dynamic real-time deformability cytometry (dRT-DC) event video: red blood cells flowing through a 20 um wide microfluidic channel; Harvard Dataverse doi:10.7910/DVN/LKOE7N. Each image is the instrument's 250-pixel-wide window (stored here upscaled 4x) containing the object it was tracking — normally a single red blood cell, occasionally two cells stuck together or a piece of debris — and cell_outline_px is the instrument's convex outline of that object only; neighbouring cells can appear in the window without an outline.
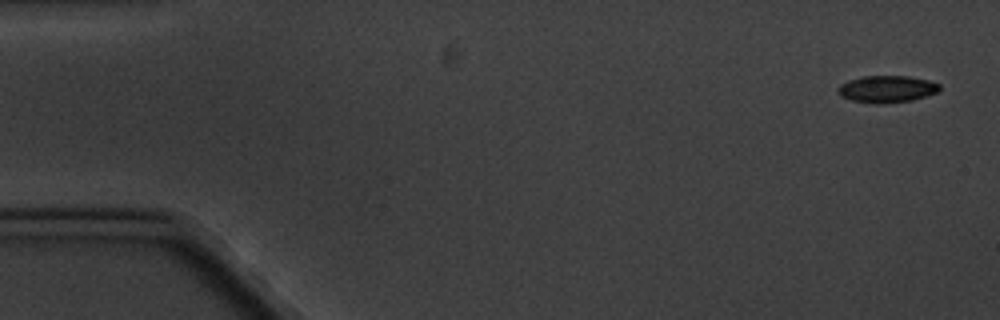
{"species": "common noctule bat (a hibernating species)", "species_latin": "Nyctalus noctula", "temperature_condition": "cold", "stored_images_in_passage": 6, "camera_frame_rate_fps": 3000, "um_per_image_px": 0.085, "animal": {"sex": "male", "body_mass_g": 20.1, "forearm_length_mm": 53.5}, "frame": {"image": 1, "passage_image": 1, "time_ms": 0.0, "image_size_px": [1000, 320], "cell_outline_px": [[940, 88], [936, 92], [912, 100], [876, 104], [852, 100], [840, 96], [836, 92], [836, 88], [840, 84], [848, 80], [864, 76], [908, 76], [928, 80], [940, 84]], "centroid_in_image_um": [75.33, 7.56], "position_along_channel_um": 9.7, "area_um2": 15.9}}
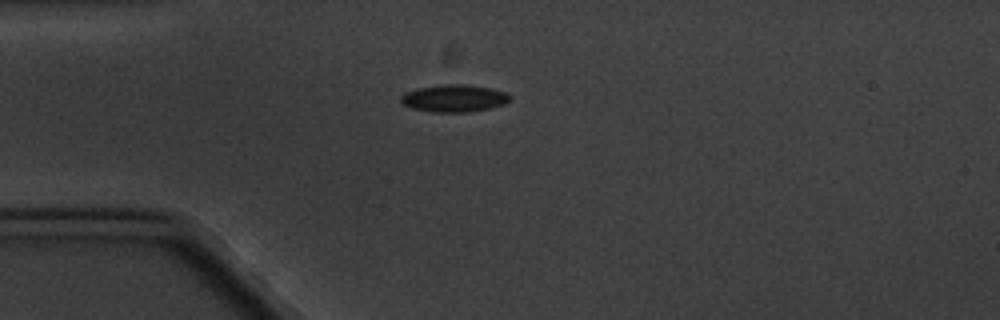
{"frame": {"image": 2, "passage_image": 5, "time_ms": 4.333, "image_size_px": [1000, 320], "cell_outline_px": [[512, 100], [504, 104], [488, 108], [468, 112], [432, 112], [412, 108], [404, 104], [400, 100], [400, 96], [408, 92], [420, 88], [444, 84], [464, 84], [488, 88], [508, 92], [512, 96]], "centroid_in_image_um": [38.65, 8.36], "position_along_channel_um": 46.3, "area_um2": 17.22}}
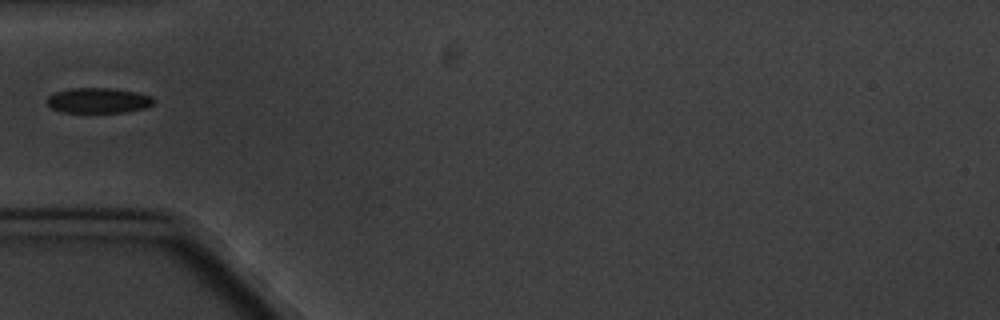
{"frame": {"image": 3, "passage_image": 6, "time_ms": 5.667, "image_size_px": [1000, 320], "cell_outline_px": [[156, 104], [144, 108], [124, 112], [64, 112], [52, 108], [44, 100], [48, 96], [56, 92], [68, 88], [112, 88], [136, 92], [152, 96], [156, 100]], "centroid_in_image_um": [8.38, 8.53], "position_along_channel_um": 76.6, "area_um2": 15.84}}